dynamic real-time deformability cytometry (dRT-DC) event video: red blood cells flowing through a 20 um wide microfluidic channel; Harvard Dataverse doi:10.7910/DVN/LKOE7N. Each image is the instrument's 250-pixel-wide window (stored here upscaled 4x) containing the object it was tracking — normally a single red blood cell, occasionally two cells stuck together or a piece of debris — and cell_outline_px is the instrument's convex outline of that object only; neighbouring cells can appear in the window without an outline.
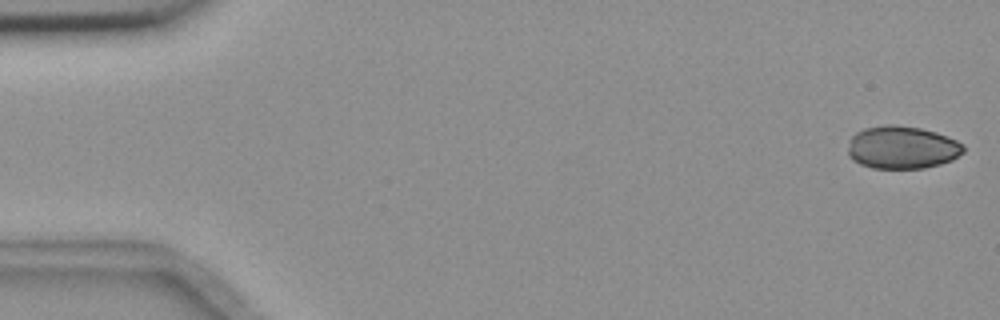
{"species": "common noctule bat (a hibernating species)", "species_latin": "Nyctalus noctula", "temperature_condition": "room temperature", "stored_images_in_passage": 5, "camera_frame_rate_fps": 3000, "um_per_image_px": 0.085, "animal": {"sex": "female", "body_mass_g": 18.4}, "frame": {"image": 1, "passage_image": 1, "time_ms": 0.0, "image_size_px": [1000, 320], "cell_outline_px": [[964, 152], [952, 160], [940, 164], [924, 168], [872, 168], [860, 164], [852, 160], [848, 156], [848, 140], [856, 132], [864, 128], [884, 124], [892, 124], [920, 128], [936, 132], [956, 140], [964, 144]], "centroid_in_image_um": [76.65, 12.53], "position_along_channel_um": 8.3, "area_um2": 29.07}}